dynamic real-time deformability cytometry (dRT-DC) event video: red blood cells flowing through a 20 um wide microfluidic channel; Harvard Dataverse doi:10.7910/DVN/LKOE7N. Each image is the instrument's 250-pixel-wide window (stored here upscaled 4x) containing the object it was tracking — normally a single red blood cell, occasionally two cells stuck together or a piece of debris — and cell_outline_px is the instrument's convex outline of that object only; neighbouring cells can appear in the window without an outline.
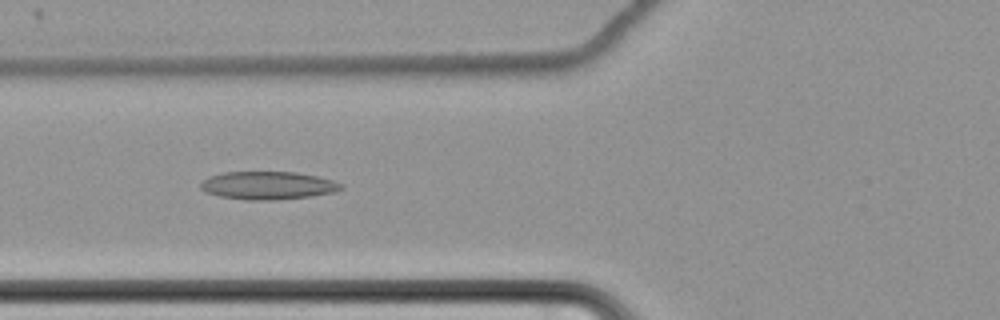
{"species": "common noctule bat (a hibernating species)", "species_latin": "Nyctalus noctula", "temperature_condition": "cold", "stored_images_in_passage": 64, "camera_frame_rate_fps": 3000, "um_per_image_px": 0.085, "animal": {"sex": "female", "body_mass_g": 22.7, "forearm_length_mm": 54.2}, "frame": {"image": 1, "passage_image": 28, "time_ms": 9.0, "image_size_px": [1000, 320], "cell_outline_px": [[344, 188], [336, 192], [308, 196], [276, 200], [248, 200], [220, 196], [204, 192], [200, 188], [200, 184], [204, 180], [212, 176], [224, 172], [296, 172], [316, 176], [332, 180], [344, 184]], "centroid_in_image_um": [22.8, 15.77], "position_along_channel_um": 103.0, "area_um2": 22.83}}
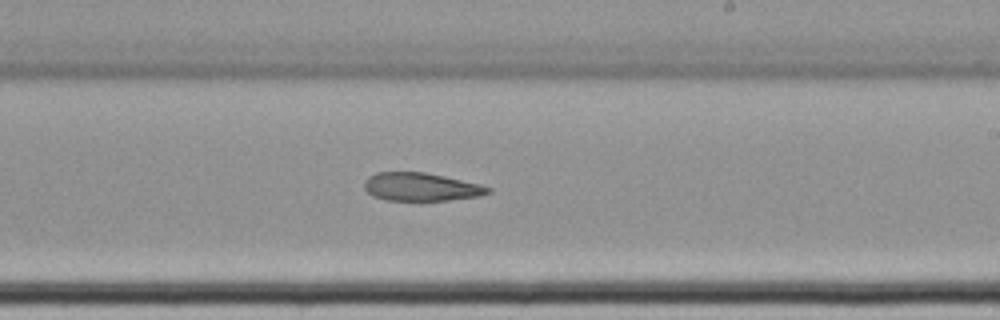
{"frame": {"image": 2, "passage_image": 41, "time_ms": 13.333, "image_size_px": [1000, 320], "cell_outline_px": [[492, 192], [480, 196], [420, 204], [384, 200], [372, 196], [364, 188], [364, 184], [368, 176], [376, 172], [424, 172], [444, 176], [480, 184], [492, 188]], "centroid_in_image_um": [35.78, 15.94], "position_along_channel_um": 253.2, "area_um2": 21.33}}
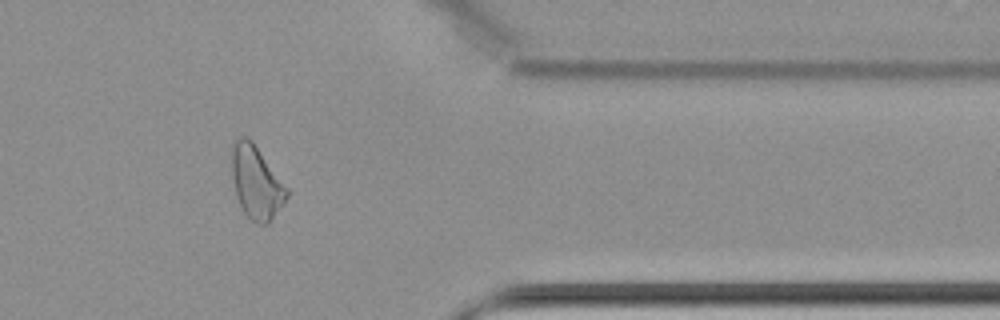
{"frame": {"image": 3, "passage_image": 54, "time_ms": 17.667, "image_size_px": [1000, 320], "cell_outline_px": [[288, 196], [284, 204], [272, 220], [268, 224], [260, 224], [248, 220], [236, 196], [232, 176], [232, 144], [240, 136], [244, 136], [252, 140], [288, 188]], "centroid_in_image_um": [21.79, 15.53], "position_along_channel_um": 389.6, "area_um2": 23.52}}